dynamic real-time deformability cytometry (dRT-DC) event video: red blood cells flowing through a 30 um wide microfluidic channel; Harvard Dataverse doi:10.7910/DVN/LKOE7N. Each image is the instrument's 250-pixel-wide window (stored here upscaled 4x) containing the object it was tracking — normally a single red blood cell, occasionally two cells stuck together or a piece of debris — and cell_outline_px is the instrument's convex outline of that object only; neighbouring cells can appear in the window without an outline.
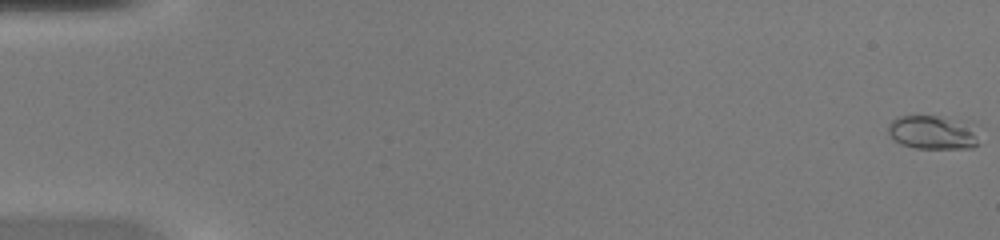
{"species": "common noctule bat (a hibernating species)", "species_latin": "Nyctalus noctula", "temperature_condition": "warm", "stored_images_in_passage": 51, "camera_frame_rate_fps": 3000, "um_per_image_px": 0.085, "animal": {"sex": "female", "body_mass_g": 20.0, "forearm_length_mm": 54.0}, "frame": {"image": 1, "passage_image": 1, "time_ms": 0.0, "image_size_px": [1000, 240], "cell_outline_px": [[980, 144], [972, 148], [916, 148], [900, 144], [892, 140], [888, 132], [888, 124], [896, 116], [940, 116], [980, 124]], "centroid_in_image_um": [79.4, 11.25], "position_along_channel_um": 5.6, "area_um2": 18.84}}
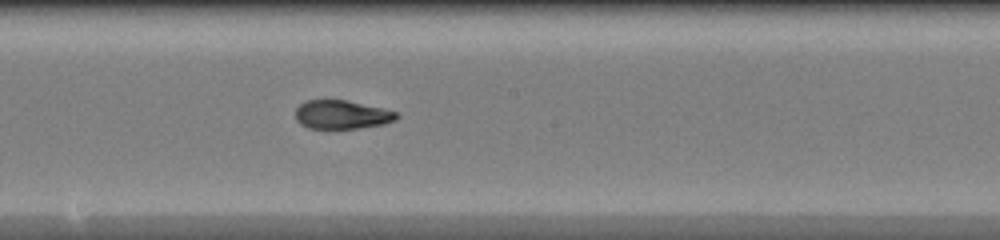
{"frame": {"image": 2, "passage_image": 29, "time_ms": 9.333, "image_size_px": [1000, 240], "cell_outline_px": [[400, 116], [396, 120], [384, 124], [356, 128], [308, 128], [300, 124], [296, 120], [296, 108], [304, 100], [348, 100], [396, 112]], "centroid_in_image_um": [29.03, 9.74], "position_along_channel_um": 219.2, "area_um2": 16.82}}
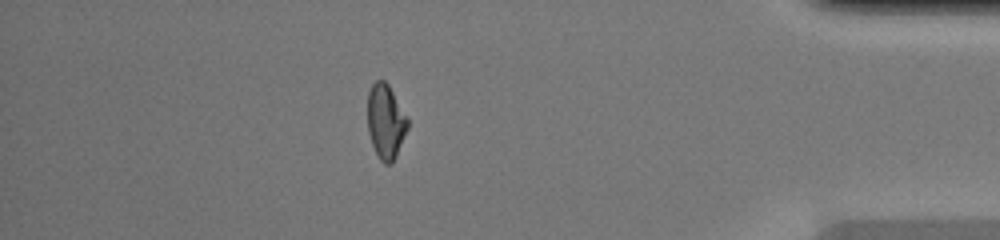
{"frame": {"image": 3, "passage_image": 45, "time_ms": 14.667, "image_size_px": [1000, 240], "cell_outline_px": [[408, 128], [396, 156], [392, 164], [384, 164], [380, 160], [372, 144], [368, 132], [368, 92], [372, 84], [376, 80], [384, 80], [388, 84], [408, 116]], "centroid_in_image_um": [32.79, 10.32], "position_along_channel_um": 402.4, "area_um2": 17.51}, "authors_computed_cell_mechanics": {"area_um2": 17.5134, "velocity_mm_per_s": 4.1721, "shape_relaxation_time_tau1_ms": null, "shape_relaxation_time_tau2_ms": 1.1035, "deformation_change_tau1": null, "deformation_change_tau2": 0.0518}}